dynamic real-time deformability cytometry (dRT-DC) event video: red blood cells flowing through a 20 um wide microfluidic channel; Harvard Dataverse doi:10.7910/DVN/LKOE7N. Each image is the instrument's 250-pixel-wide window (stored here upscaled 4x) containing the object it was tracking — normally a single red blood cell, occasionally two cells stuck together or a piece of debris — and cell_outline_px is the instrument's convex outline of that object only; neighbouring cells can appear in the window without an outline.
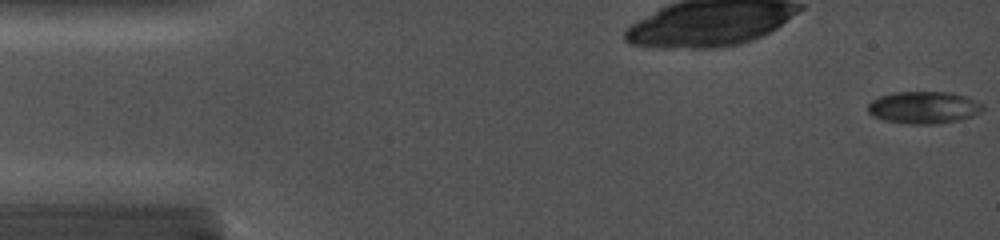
{"species": "common noctule bat (a hibernating species)", "species_latin": "Nyctalus noctula", "temperature_condition": "cold", "stored_images_in_passage": 4, "camera_frame_rate_fps": 5000, "um_per_image_px": 0.085, "animal": {"sex": "female", "body_mass_g": 19.0, "forearm_length_mm": 56.7}, "frame": {"image": 1, "passage_image": 1, "time_ms": 0.0, "image_size_px": [1000, 240], "cell_outline_px": [[984, 108], [980, 112], [972, 116], [960, 120], [936, 124], [908, 124], [884, 120], [868, 112], [868, 104], [872, 100], [880, 96], [892, 92], [948, 92], [964, 96], [976, 100], [984, 104]], "centroid_in_image_um": [78.54, 9.14], "position_along_channel_um": 6.5, "area_um2": 21.56}}